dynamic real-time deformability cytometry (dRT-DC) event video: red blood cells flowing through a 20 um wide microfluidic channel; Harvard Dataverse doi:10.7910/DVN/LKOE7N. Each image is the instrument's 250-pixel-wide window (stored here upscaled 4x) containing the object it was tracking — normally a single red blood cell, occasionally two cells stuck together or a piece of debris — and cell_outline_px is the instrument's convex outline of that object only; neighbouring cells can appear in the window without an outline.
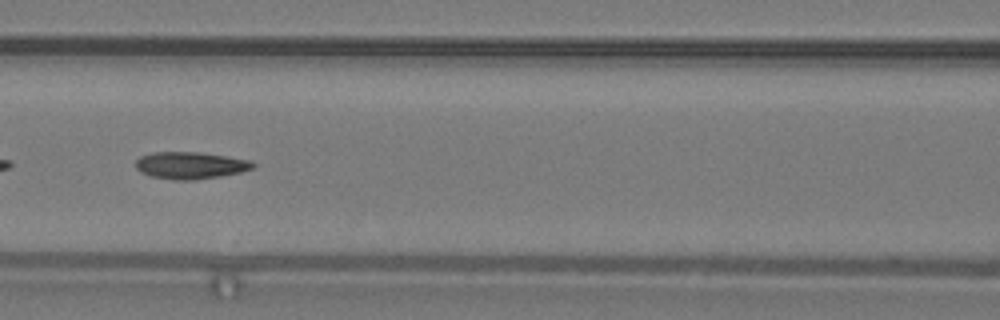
{"species": "common noctule bat (a hibernating species)", "species_latin": "Nyctalus noctula", "temperature_condition": "warm", "stored_images_in_passage": 51, "camera_frame_rate_fps": 3000, "um_per_image_px": 0.085, "animal": {"sex": "male", "body_mass_g": 19.2, "forearm_length_mm": 51.8}, "frame": {"image": 1, "passage_image": 23, "time_ms": 7.333, "image_size_px": [1000, 320], "cell_outline_px": [[256, 164], [252, 168], [240, 172], [220, 176], [196, 180], [176, 180], [152, 176], [140, 172], [136, 168], [136, 160], [140, 156], [152, 152], [196, 152], [224, 156], [248, 160]], "centroid_in_image_um": [16.14, 14.06], "position_along_channel_um": 150.5, "area_um2": 18.26}}
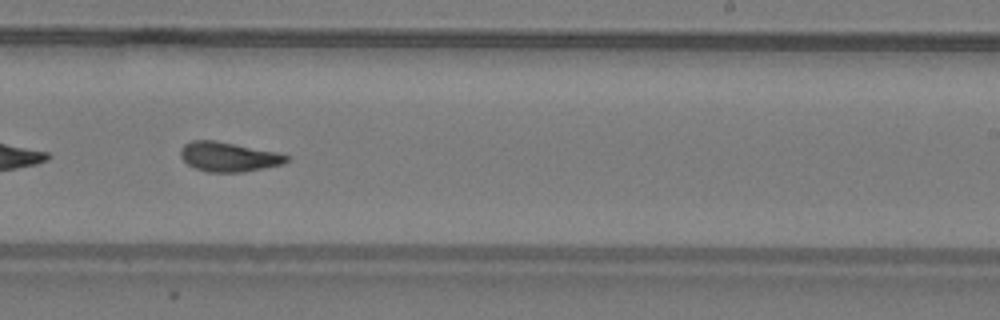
{"frame": {"image": 2, "passage_image": 32, "time_ms": 10.333, "image_size_px": [1000, 320], "cell_outline_px": [[288, 160], [284, 164], [244, 172], [208, 172], [196, 168], [188, 164], [180, 156], [180, 152], [184, 144], [192, 140], [216, 140], [276, 152], [288, 156]], "centroid_in_image_um": [19.42, 13.33], "position_along_channel_um": 269.6, "area_um2": 18.15}}
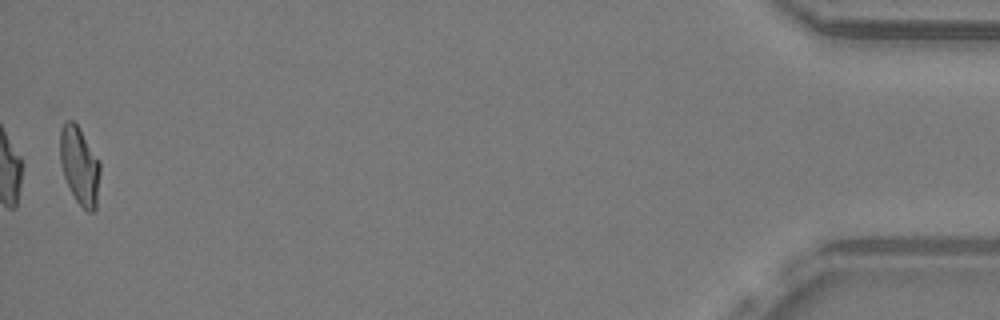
{"frame": {"image": 3, "passage_image": 51, "time_ms": 16.667, "image_size_px": [1000, 320], "cell_outline_px": [[100, 172], [96, 208], [92, 212], [88, 212], [76, 200], [64, 176], [60, 164], [60, 128], [68, 120], [72, 120], [76, 124], [100, 160]], "centroid_in_image_um": [6.77, 14.08], "position_along_channel_um": 428.4, "area_um2": 17.98}, "authors_computed_cell_mechanics": {"area_um2": 18.496, "velocity_mm_per_s": 3.9918, "shape_relaxation_time_tau1_ms": 7.5675, "shape_relaxation_time_tau2_ms": 2.5318, "deformation_change_tau1": 0.2278, "deformation_change_tau2": 0.0773}}